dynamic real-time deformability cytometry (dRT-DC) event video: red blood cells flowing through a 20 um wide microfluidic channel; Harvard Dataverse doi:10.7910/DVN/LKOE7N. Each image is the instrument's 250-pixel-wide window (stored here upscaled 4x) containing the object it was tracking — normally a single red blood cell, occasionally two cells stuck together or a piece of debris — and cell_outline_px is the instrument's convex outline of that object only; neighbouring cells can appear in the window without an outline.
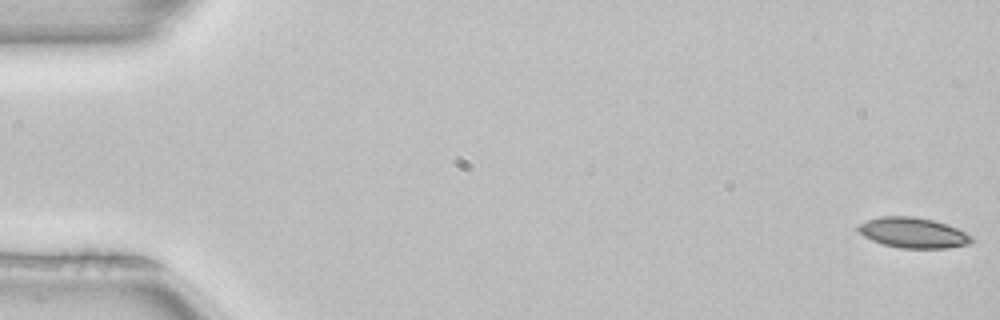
{"species": "common noctule bat (a hibernating species)", "species_latin": "Nyctalus noctula", "temperature_condition": "room temperature", "stored_images_in_passage": 5, "camera_frame_rate_fps": 3000, "um_per_image_px": 0.085, "animal": {"sex": "female", "body_mass_g": 22.7, "forearm_length_mm": 54.2}, "frame": {"image": 1, "passage_image": 1, "time_ms": 0.0, "image_size_px": [1000, 320], "cell_outline_px": [[980, 240], [972, 244], [948, 248], [900, 248], [884, 244], [872, 240], [864, 236], [856, 228], [856, 224], [880, 216], [912, 216], [932, 220], [956, 228]], "centroid_in_image_um": [77.66, 19.79], "position_along_channel_um": 7.3, "area_um2": 20.23}}
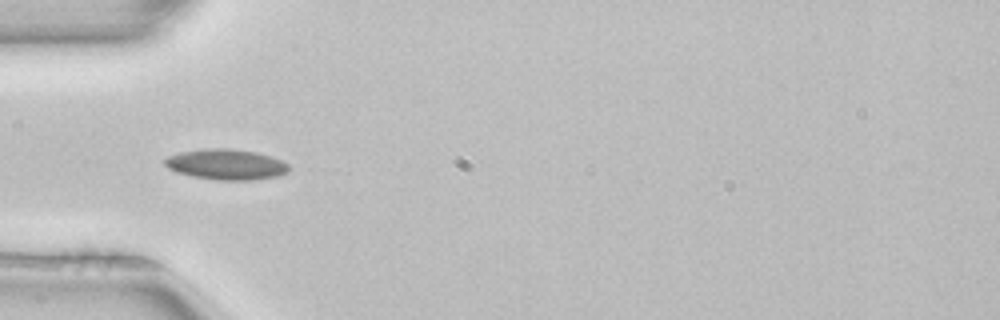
{"frame": {"image": 2, "passage_image": 4, "time_ms": 1.0, "image_size_px": [1000, 320], "cell_outline_px": [[288, 172], [276, 176], [252, 180], [216, 180], [192, 176], [176, 172], [168, 168], [164, 164], [164, 160], [168, 156], [180, 152], [208, 148], [228, 148], [256, 152], [272, 156], [288, 164]], "centroid_in_image_um": [19.2, 13.97], "position_along_channel_um": 65.8, "area_um2": 22.08}}